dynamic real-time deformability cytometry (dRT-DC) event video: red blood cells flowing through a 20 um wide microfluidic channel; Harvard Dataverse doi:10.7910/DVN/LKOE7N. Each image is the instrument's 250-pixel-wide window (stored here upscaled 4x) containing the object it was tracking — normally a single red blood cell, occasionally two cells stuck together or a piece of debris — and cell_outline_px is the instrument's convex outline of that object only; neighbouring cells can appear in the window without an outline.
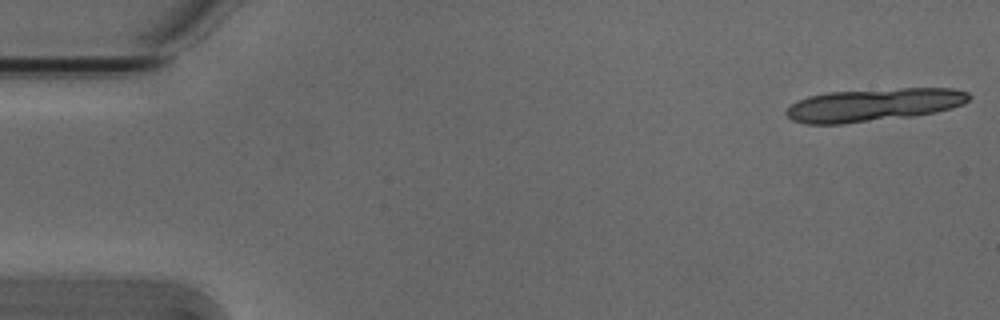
{"species": "Egyptian fruit bat (a non-hibernating species)", "species_latin": "Rousettus aegyptiacus", "temperature_condition": "cold", "stored_images_in_passage": 19, "camera_frame_rate_fps": 3000, "um_per_image_px": 0.085, "animal": {"sex": "male"}, "frame": {"image": 1, "passage_image": 1, "time_ms": 0.0, "image_size_px": [1000, 320], "cell_outline_px": [[972, 96], [964, 104], [936, 112], [912, 116], [844, 124], [808, 124], [792, 120], [784, 112], [796, 100], [808, 96], [828, 92], [900, 88], [952, 88], [968, 92]], "centroid_in_image_um": [74.25, 8.91], "position_along_channel_um": 10.7, "area_um2": 35.14}}